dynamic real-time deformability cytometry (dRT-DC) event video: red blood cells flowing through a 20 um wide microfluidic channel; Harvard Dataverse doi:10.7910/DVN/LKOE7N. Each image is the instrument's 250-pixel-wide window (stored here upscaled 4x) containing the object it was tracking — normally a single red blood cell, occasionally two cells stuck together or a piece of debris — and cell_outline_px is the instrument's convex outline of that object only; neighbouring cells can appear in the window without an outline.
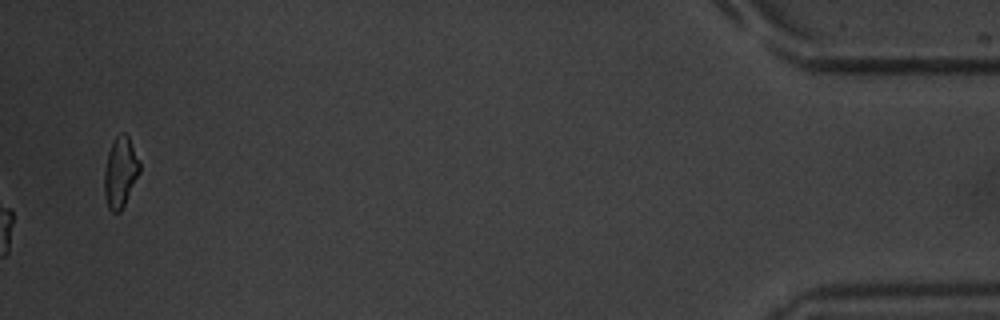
{"species": "common noctule bat (a hibernating species)", "species_latin": "Nyctalus noctula", "temperature_condition": "warm", "stored_images_in_passage": 54, "camera_frame_rate_fps": 3000, "um_per_image_px": 0.085, "animal": {"sex": "male", "body_mass_g": 20.1, "forearm_length_mm": 53.5}, "frame": {"image": 1, "passage_image": 54, "time_ms": 17.667, "image_size_px": [1000, 320], "cell_outline_px": [[140, 172], [120, 212], [112, 212], [108, 208], [104, 196], [104, 172], [108, 152], [116, 136], [124, 132], [128, 136], [140, 160]], "centroid_in_image_um": [10.23, 14.64], "position_along_channel_um": 425.0, "area_um2": 14.45}, "authors_computed_cell_mechanics": {"area_um2": 17.1955, "velocity_mm_per_s": 3.8339, "shape_relaxation_time_tau1_ms": 3.0607, "shape_relaxation_time_tau2_ms": 2.1762, "deformation_change_tau1": 0.1537, "deformation_change_tau2": 0.0772}}